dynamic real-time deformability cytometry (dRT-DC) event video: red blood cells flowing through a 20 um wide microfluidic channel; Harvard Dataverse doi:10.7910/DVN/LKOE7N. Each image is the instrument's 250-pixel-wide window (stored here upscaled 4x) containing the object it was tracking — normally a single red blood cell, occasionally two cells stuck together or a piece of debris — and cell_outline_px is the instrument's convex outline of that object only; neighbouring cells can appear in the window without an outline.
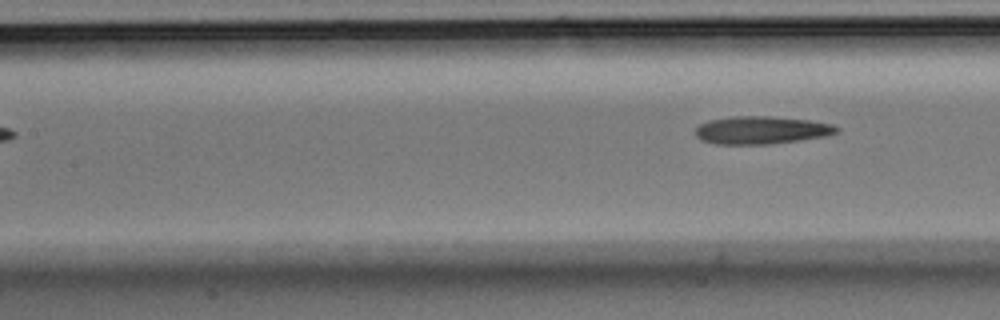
{"species": "Egyptian fruit bat (a non-hibernating species)", "species_latin": "Rousettus aegyptiacus", "temperature_condition": "room temperature", "stored_images_in_passage": 5, "segment_of_instrument_passage": [2, 2], "camera_frame_rate_fps": 3000, "um_per_image_px": 0.085, "animal": {"sex": "male"}, "frame": {"image": 1, "passage_image": 5, "time_ms": 1.333, "image_size_px": [1000, 320], "cell_outline_px": [[840, 132], [828, 136], [800, 140], [768, 144], [716, 144], [700, 140], [696, 136], [696, 128], [700, 124], [708, 120], [732, 116], [772, 116], [808, 120], [832, 124], [840, 128]], "centroid_in_image_um": [64.74, 11.06], "position_along_channel_um": 142.7, "area_um2": 23.06}}